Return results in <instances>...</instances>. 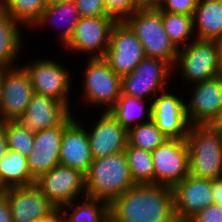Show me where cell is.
I'll return each instance as SVG.
<instances>
[{"label":"cell","instance_id":"obj_48","mask_svg":"<svg viewBox=\"0 0 222 222\" xmlns=\"http://www.w3.org/2000/svg\"><path fill=\"white\" fill-rule=\"evenodd\" d=\"M161 0H155V6L160 2Z\"/></svg>","mask_w":222,"mask_h":222},{"label":"cell","instance_id":"obj_43","mask_svg":"<svg viewBox=\"0 0 222 222\" xmlns=\"http://www.w3.org/2000/svg\"><path fill=\"white\" fill-rule=\"evenodd\" d=\"M105 222H123L115 218L110 212H108Z\"/></svg>","mask_w":222,"mask_h":222},{"label":"cell","instance_id":"obj_40","mask_svg":"<svg viewBox=\"0 0 222 222\" xmlns=\"http://www.w3.org/2000/svg\"><path fill=\"white\" fill-rule=\"evenodd\" d=\"M8 151L7 138L5 134V121H0V159L6 155Z\"/></svg>","mask_w":222,"mask_h":222},{"label":"cell","instance_id":"obj_7","mask_svg":"<svg viewBox=\"0 0 222 222\" xmlns=\"http://www.w3.org/2000/svg\"><path fill=\"white\" fill-rule=\"evenodd\" d=\"M173 68L159 58L145 57L137 67L122 76V94L135 98H148L149 102L169 86ZM158 93V94H157Z\"/></svg>","mask_w":222,"mask_h":222},{"label":"cell","instance_id":"obj_14","mask_svg":"<svg viewBox=\"0 0 222 222\" xmlns=\"http://www.w3.org/2000/svg\"><path fill=\"white\" fill-rule=\"evenodd\" d=\"M145 57L141 41L124 22H117L103 57L109 67L122 77L130 74Z\"/></svg>","mask_w":222,"mask_h":222},{"label":"cell","instance_id":"obj_23","mask_svg":"<svg viewBox=\"0 0 222 222\" xmlns=\"http://www.w3.org/2000/svg\"><path fill=\"white\" fill-rule=\"evenodd\" d=\"M79 19L80 15L78 13L75 2H49L47 7L42 12V15L39 20L34 24L31 29H36L38 27L41 28V26L43 28L46 24L50 26V23H52L51 25L53 26L55 23V26H57V23L59 22L63 27L62 28L60 25H58L61 28L59 40L60 43H63L61 45H64L70 39L74 28L76 27V24L79 22Z\"/></svg>","mask_w":222,"mask_h":222},{"label":"cell","instance_id":"obj_33","mask_svg":"<svg viewBox=\"0 0 222 222\" xmlns=\"http://www.w3.org/2000/svg\"><path fill=\"white\" fill-rule=\"evenodd\" d=\"M106 15L116 22H124L142 6L137 0H104Z\"/></svg>","mask_w":222,"mask_h":222},{"label":"cell","instance_id":"obj_20","mask_svg":"<svg viewBox=\"0 0 222 222\" xmlns=\"http://www.w3.org/2000/svg\"><path fill=\"white\" fill-rule=\"evenodd\" d=\"M72 112L54 98L33 94L25 113L17 120L30 133L60 125Z\"/></svg>","mask_w":222,"mask_h":222},{"label":"cell","instance_id":"obj_10","mask_svg":"<svg viewBox=\"0 0 222 222\" xmlns=\"http://www.w3.org/2000/svg\"><path fill=\"white\" fill-rule=\"evenodd\" d=\"M110 16L80 17L70 39L63 45L69 52L89 54L90 58L104 57L113 26Z\"/></svg>","mask_w":222,"mask_h":222},{"label":"cell","instance_id":"obj_46","mask_svg":"<svg viewBox=\"0 0 222 222\" xmlns=\"http://www.w3.org/2000/svg\"><path fill=\"white\" fill-rule=\"evenodd\" d=\"M215 126L219 129L221 137H222V124H216Z\"/></svg>","mask_w":222,"mask_h":222},{"label":"cell","instance_id":"obj_5","mask_svg":"<svg viewBox=\"0 0 222 222\" xmlns=\"http://www.w3.org/2000/svg\"><path fill=\"white\" fill-rule=\"evenodd\" d=\"M82 81V99L91 106L106 107L105 111L115 105L122 93V77L109 67L103 57H88Z\"/></svg>","mask_w":222,"mask_h":222},{"label":"cell","instance_id":"obj_49","mask_svg":"<svg viewBox=\"0 0 222 222\" xmlns=\"http://www.w3.org/2000/svg\"><path fill=\"white\" fill-rule=\"evenodd\" d=\"M4 190V188L0 185V192H2Z\"/></svg>","mask_w":222,"mask_h":222},{"label":"cell","instance_id":"obj_30","mask_svg":"<svg viewBox=\"0 0 222 222\" xmlns=\"http://www.w3.org/2000/svg\"><path fill=\"white\" fill-rule=\"evenodd\" d=\"M124 152L133 182L135 184H154V165L151 152L136 148L128 143Z\"/></svg>","mask_w":222,"mask_h":222},{"label":"cell","instance_id":"obj_21","mask_svg":"<svg viewBox=\"0 0 222 222\" xmlns=\"http://www.w3.org/2000/svg\"><path fill=\"white\" fill-rule=\"evenodd\" d=\"M75 118L63 132L60 145V164L86 174L93 161L87 129Z\"/></svg>","mask_w":222,"mask_h":222},{"label":"cell","instance_id":"obj_1","mask_svg":"<svg viewBox=\"0 0 222 222\" xmlns=\"http://www.w3.org/2000/svg\"><path fill=\"white\" fill-rule=\"evenodd\" d=\"M109 212L123 222H174L172 188L136 184L109 204Z\"/></svg>","mask_w":222,"mask_h":222},{"label":"cell","instance_id":"obj_45","mask_svg":"<svg viewBox=\"0 0 222 222\" xmlns=\"http://www.w3.org/2000/svg\"><path fill=\"white\" fill-rule=\"evenodd\" d=\"M2 72L3 69L0 68V95H1V85H2Z\"/></svg>","mask_w":222,"mask_h":222},{"label":"cell","instance_id":"obj_24","mask_svg":"<svg viewBox=\"0 0 222 222\" xmlns=\"http://www.w3.org/2000/svg\"><path fill=\"white\" fill-rule=\"evenodd\" d=\"M20 24L11 18L0 7V68L6 69L17 66L15 60L22 48ZM21 29V30H20ZM15 64V65H14Z\"/></svg>","mask_w":222,"mask_h":222},{"label":"cell","instance_id":"obj_42","mask_svg":"<svg viewBox=\"0 0 222 222\" xmlns=\"http://www.w3.org/2000/svg\"><path fill=\"white\" fill-rule=\"evenodd\" d=\"M142 7L155 6V0H137Z\"/></svg>","mask_w":222,"mask_h":222},{"label":"cell","instance_id":"obj_8","mask_svg":"<svg viewBox=\"0 0 222 222\" xmlns=\"http://www.w3.org/2000/svg\"><path fill=\"white\" fill-rule=\"evenodd\" d=\"M23 67L29 74L35 94L54 98L72 111L69 102L72 81L68 67L53 59L43 58H38Z\"/></svg>","mask_w":222,"mask_h":222},{"label":"cell","instance_id":"obj_28","mask_svg":"<svg viewBox=\"0 0 222 222\" xmlns=\"http://www.w3.org/2000/svg\"><path fill=\"white\" fill-rule=\"evenodd\" d=\"M48 3V0H0V7L21 26L31 29Z\"/></svg>","mask_w":222,"mask_h":222},{"label":"cell","instance_id":"obj_13","mask_svg":"<svg viewBox=\"0 0 222 222\" xmlns=\"http://www.w3.org/2000/svg\"><path fill=\"white\" fill-rule=\"evenodd\" d=\"M191 86V99L185 102L190 124L216 125L222 118V75Z\"/></svg>","mask_w":222,"mask_h":222},{"label":"cell","instance_id":"obj_22","mask_svg":"<svg viewBox=\"0 0 222 222\" xmlns=\"http://www.w3.org/2000/svg\"><path fill=\"white\" fill-rule=\"evenodd\" d=\"M196 39L217 41L222 37V0H198L193 14Z\"/></svg>","mask_w":222,"mask_h":222},{"label":"cell","instance_id":"obj_29","mask_svg":"<svg viewBox=\"0 0 222 222\" xmlns=\"http://www.w3.org/2000/svg\"><path fill=\"white\" fill-rule=\"evenodd\" d=\"M160 12L162 14L164 30L178 49H180L181 46H187L196 39L193 27V16L164 11Z\"/></svg>","mask_w":222,"mask_h":222},{"label":"cell","instance_id":"obj_17","mask_svg":"<svg viewBox=\"0 0 222 222\" xmlns=\"http://www.w3.org/2000/svg\"><path fill=\"white\" fill-rule=\"evenodd\" d=\"M172 191L176 219L189 220L213 204L212 180L188 174L172 188Z\"/></svg>","mask_w":222,"mask_h":222},{"label":"cell","instance_id":"obj_15","mask_svg":"<svg viewBox=\"0 0 222 222\" xmlns=\"http://www.w3.org/2000/svg\"><path fill=\"white\" fill-rule=\"evenodd\" d=\"M166 90L152 100L151 119L168 139H186L191 125L186 114V98L183 100L182 95Z\"/></svg>","mask_w":222,"mask_h":222},{"label":"cell","instance_id":"obj_11","mask_svg":"<svg viewBox=\"0 0 222 222\" xmlns=\"http://www.w3.org/2000/svg\"><path fill=\"white\" fill-rule=\"evenodd\" d=\"M33 94L31 79L22 65L3 69L0 121H17L25 113Z\"/></svg>","mask_w":222,"mask_h":222},{"label":"cell","instance_id":"obj_37","mask_svg":"<svg viewBox=\"0 0 222 222\" xmlns=\"http://www.w3.org/2000/svg\"><path fill=\"white\" fill-rule=\"evenodd\" d=\"M213 204L222 206V177L212 180Z\"/></svg>","mask_w":222,"mask_h":222},{"label":"cell","instance_id":"obj_31","mask_svg":"<svg viewBox=\"0 0 222 222\" xmlns=\"http://www.w3.org/2000/svg\"><path fill=\"white\" fill-rule=\"evenodd\" d=\"M127 139L129 145L151 152L168 138L151 119L148 122L130 128L128 130Z\"/></svg>","mask_w":222,"mask_h":222},{"label":"cell","instance_id":"obj_39","mask_svg":"<svg viewBox=\"0 0 222 222\" xmlns=\"http://www.w3.org/2000/svg\"><path fill=\"white\" fill-rule=\"evenodd\" d=\"M64 220L61 207H55L51 212L38 219L36 222H63Z\"/></svg>","mask_w":222,"mask_h":222},{"label":"cell","instance_id":"obj_2","mask_svg":"<svg viewBox=\"0 0 222 222\" xmlns=\"http://www.w3.org/2000/svg\"><path fill=\"white\" fill-rule=\"evenodd\" d=\"M134 185L124 151L93 159L85 174V196L108 204Z\"/></svg>","mask_w":222,"mask_h":222},{"label":"cell","instance_id":"obj_3","mask_svg":"<svg viewBox=\"0 0 222 222\" xmlns=\"http://www.w3.org/2000/svg\"><path fill=\"white\" fill-rule=\"evenodd\" d=\"M186 142L191 175L207 180L222 177V137L215 125H190Z\"/></svg>","mask_w":222,"mask_h":222},{"label":"cell","instance_id":"obj_16","mask_svg":"<svg viewBox=\"0 0 222 222\" xmlns=\"http://www.w3.org/2000/svg\"><path fill=\"white\" fill-rule=\"evenodd\" d=\"M75 119L71 113L60 125L34 134L33 150L27 156L31 176L40 175L60 164V145L64 129Z\"/></svg>","mask_w":222,"mask_h":222},{"label":"cell","instance_id":"obj_6","mask_svg":"<svg viewBox=\"0 0 222 222\" xmlns=\"http://www.w3.org/2000/svg\"><path fill=\"white\" fill-rule=\"evenodd\" d=\"M175 67L177 70L179 68L186 85L221 75L216 41L195 39L187 46L181 47L173 72Z\"/></svg>","mask_w":222,"mask_h":222},{"label":"cell","instance_id":"obj_41","mask_svg":"<svg viewBox=\"0 0 222 222\" xmlns=\"http://www.w3.org/2000/svg\"><path fill=\"white\" fill-rule=\"evenodd\" d=\"M216 44L218 48L219 64H220L221 75H222V37L216 41Z\"/></svg>","mask_w":222,"mask_h":222},{"label":"cell","instance_id":"obj_38","mask_svg":"<svg viewBox=\"0 0 222 222\" xmlns=\"http://www.w3.org/2000/svg\"><path fill=\"white\" fill-rule=\"evenodd\" d=\"M0 222H13L6 195L0 192Z\"/></svg>","mask_w":222,"mask_h":222},{"label":"cell","instance_id":"obj_47","mask_svg":"<svg viewBox=\"0 0 222 222\" xmlns=\"http://www.w3.org/2000/svg\"><path fill=\"white\" fill-rule=\"evenodd\" d=\"M174 222H191L190 220H180V219H176Z\"/></svg>","mask_w":222,"mask_h":222},{"label":"cell","instance_id":"obj_34","mask_svg":"<svg viewBox=\"0 0 222 222\" xmlns=\"http://www.w3.org/2000/svg\"><path fill=\"white\" fill-rule=\"evenodd\" d=\"M198 0H161L155 7L159 11L193 16Z\"/></svg>","mask_w":222,"mask_h":222},{"label":"cell","instance_id":"obj_12","mask_svg":"<svg viewBox=\"0 0 222 222\" xmlns=\"http://www.w3.org/2000/svg\"><path fill=\"white\" fill-rule=\"evenodd\" d=\"M34 184L55 207L78 200L80 196L85 197V174L61 164L40 175Z\"/></svg>","mask_w":222,"mask_h":222},{"label":"cell","instance_id":"obj_35","mask_svg":"<svg viewBox=\"0 0 222 222\" xmlns=\"http://www.w3.org/2000/svg\"><path fill=\"white\" fill-rule=\"evenodd\" d=\"M80 17L105 16L104 0H75Z\"/></svg>","mask_w":222,"mask_h":222},{"label":"cell","instance_id":"obj_27","mask_svg":"<svg viewBox=\"0 0 222 222\" xmlns=\"http://www.w3.org/2000/svg\"><path fill=\"white\" fill-rule=\"evenodd\" d=\"M81 203L75 200L61 207L64 219L67 222H105L109 212V204L103 200H98L89 197H80ZM75 202V203H74ZM73 208L72 212L68 209Z\"/></svg>","mask_w":222,"mask_h":222},{"label":"cell","instance_id":"obj_18","mask_svg":"<svg viewBox=\"0 0 222 222\" xmlns=\"http://www.w3.org/2000/svg\"><path fill=\"white\" fill-rule=\"evenodd\" d=\"M2 192L6 195L13 222H36L55 208L35 184L11 187Z\"/></svg>","mask_w":222,"mask_h":222},{"label":"cell","instance_id":"obj_9","mask_svg":"<svg viewBox=\"0 0 222 222\" xmlns=\"http://www.w3.org/2000/svg\"><path fill=\"white\" fill-rule=\"evenodd\" d=\"M154 184L173 188L190 174L189 149L186 139H167L151 151Z\"/></svg>","mask_w":222,"mask_h":222},{"label":"cell","instance_id":"obj_36","mask_svg":"<svg viewBox=\"0 0 222 222\" xmlns=\"http://www.w3.org/2000/svg\"><path fill=\"white\" fill-rule=\"evenodd\" d=\"M189 220L191 222H222V206L212 204Z\"/></svg>","mask_w":222,"mask_h":222},{"label":"cell","instance_id":"obj_44","mask_svg":"<svg viewBox=\"0 0 222 222\" xmlns=\"http://www.w3.org/2000/svg\"><path fill=\"white\" fill-rule=\"evenodd\" d=\"M51 3H59V2H74L75 0H48Z\"/></svg>","mask_w":222,"mask_h":222},{"label":"cell","instance_id":"obj_4","mask_svg":"<svg viewBox=\"0 0 222 222\" xmlns=\"http://www.w3.org/2000/svg\"><path fill=\"white\" fill-rule=\"evenodd\" d=\"M124 23L141 41L146 57L162 59L174 68L179 49L165 32L162 14L155 6L141 7Z\"/></svg>","mask_w":222,"mask_h":222},{"label":"cell","instance_id":"obj_26","mask_svg":"<svg viewBox=\"0 0 222 222\" xmlns=\"http://www.w3.org/2000/svg\"><path fill=\"white\" fill-rule=\"evenodd\" d=\"M145 105V99L129 97L121 93L109 112L128 131L138 124L151 120L152 103L148 105V108Z\"/></svg>","mask_w":222,"mask_h":222},{"label":"cell","instance_id":"obj_32","mask_svg":"<svg viewBox=\"0 0 222 222\" xmlns=\"http://www.w3.org/2000/svg\"><path fill=\"white\" fill-rule=\"evenodd\" d=\"M5 134L8 150L16 151L26 157L33 150L34 134L18 121H5Z\"/></svg>","mask_w":222,"mask_h":222},{"label":"cell","instance_id":"obj_19","mask_svg":"<svg viewBox=\"0 0 222 222\" xmlns=\"http://www.w3.org/2000/svg\"><path fill=\"white\" fill-rule=\"evenodd\" d=\"M100 113L96 124L87 130L93 159L121 153L128 143V131L109 111Z\"/></svg>","mask_w":222,"mask_h":222},{"label":"cell","instance_id":"obj_25","mask_svg":"<svg viewBox=\"0 0 222 222\" xmlns=\"http://www.w3.org/2000/svg\"><path fill=\"white\" fill-rule=\"evenodd\" d=\"M34 183L35 179L30 174L27 157L8 150L0 159V185L7 189Z\"/></svg>","mask_w":222,"mask_h":222},{"label":"cell","instance_id":"obj_50","mask_svg":"<svg viewBox=\"0 0 222 222\" xmlns=\"http://www.w3.org/2000/svg\"><path fill=\"white\" fill-rule=\"evenodd\" d=\"M217 124H222V118L220 119V121Z\"/></svg>","mask_w":222,"mask_h":222}]
</instances>
